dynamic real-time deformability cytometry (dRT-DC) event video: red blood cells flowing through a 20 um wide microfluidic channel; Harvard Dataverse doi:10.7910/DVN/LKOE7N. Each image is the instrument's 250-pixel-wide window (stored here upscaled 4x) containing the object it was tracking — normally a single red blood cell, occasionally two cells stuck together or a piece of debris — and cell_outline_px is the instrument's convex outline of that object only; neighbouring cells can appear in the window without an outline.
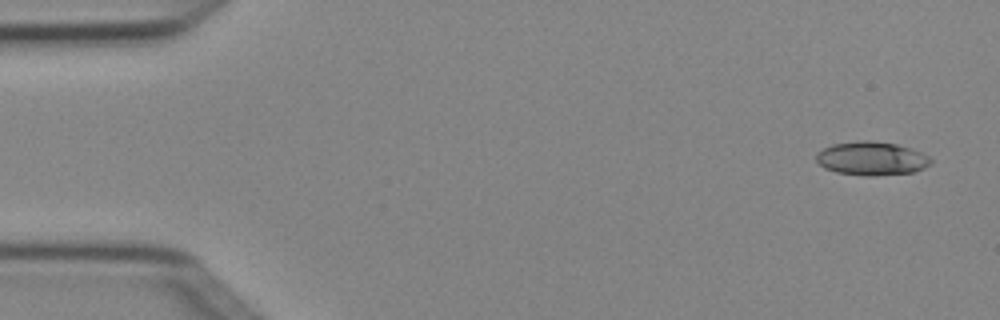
{"species": "Egyptian fruit bat (a non-hibernating species)", "species_latin": "Rousettus aegyptiacus", "temperature_condition": "cold", "stored_images_in_passage": 7, "camera_frame_rate_fps": 3000, "um_per_image_px": 0.085, "animal": {"sex": "female"}, "frame": {"image": 1, "passage_image": 1, "time_ms": 0.0, "image_size_px": [1000, 320], "cell_outline_px": [[932, 164], [924, 168], [912, 172], [872, 176], [868, 176], [836, 172], [824, 168], [816, 160], [816, 152], [832, 144], [856, 140], [872, 140], [896, 144], [912, 148], [928, 156], [932, 160]], "centroid_in_image_um": [74.08, 13.46], "position_along_channel_um": 10.9, "area_um2": 22.6}}
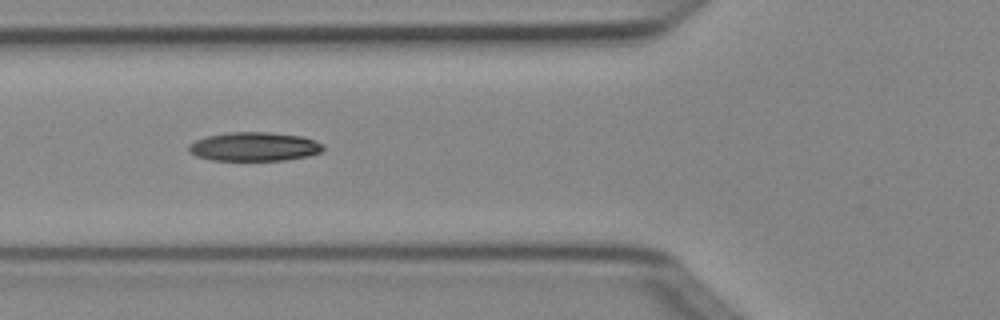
{"frame": {"image": 2, "passage_image": 5, "time_ms": 1.333, "image_size_px": [1000, 320], "cell_outline_px": [[324, 148], [320, 152], [308, 156], [284, 160], [212, 160], [196, 156], [188, 152], [188, 144], [196, 140], [208, 136], [228, 132], [272, 132], [300, 136], [324, 144]], "centroid_in_image_um": [21.58, 12.46], "position_along_channel_um": 104.2, "area_um2": 22.6}}
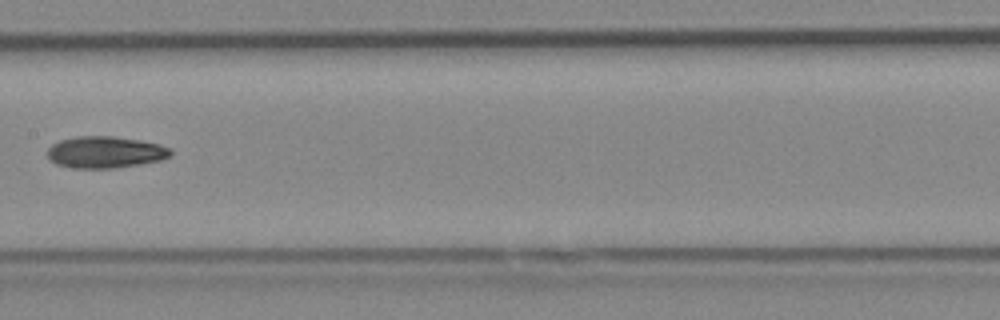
{"frame": {"image": 3, "passage_image": 7, "time_ms": 2.0, "image_size_px": [1000, 320], "cell_outline_px": [[172, 152], [168, 156], [160, 160], [140, 164], [112, 168], [72, 168], [56, 164], [48, 160], [48, 148], [52, 144], [60, 140], [76, 136], [112, 136], [160, 144], [168, 148]], "centroid_in_image_um": [8.88, 12.94], "position_along_channel_um": 198.5, "area_um2": 22.6}}